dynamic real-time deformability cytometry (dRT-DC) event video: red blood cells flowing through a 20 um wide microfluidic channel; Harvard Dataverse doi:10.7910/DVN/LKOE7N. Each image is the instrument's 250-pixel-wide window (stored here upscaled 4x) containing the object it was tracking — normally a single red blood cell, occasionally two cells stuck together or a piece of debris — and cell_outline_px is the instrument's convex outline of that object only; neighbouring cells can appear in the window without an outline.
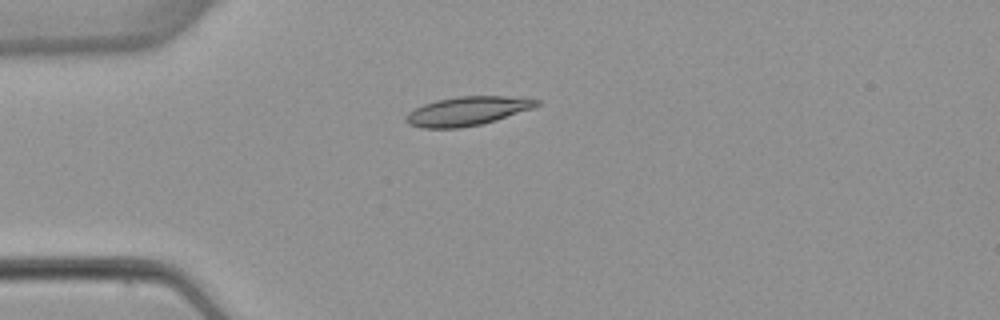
{"species": "common noctule bat (a hibernating species)", "species_latin": "Nyctalus noctula", "temperature_condition": "warm", "stored_images_in_passage": 6, "camera_frame_rate_fps": 3000, "um_per_image_px": 0.085, "animal": {"sex": "female", "body_mass_g": 22.7, "forearm_length_mm": 54.2}, "frame": {"image": 1, "passage_image": 3, "time_ms": 3.333, "image_size_px": [1000, 320], "cell_outline_px": [[540, 104], [532, 108], [496, 120], [480, 124], [460, 128], [420, 128], [408, 124], [404, 120], [404, 116], [408, 112], [424, 104], [436, 100], [460, 96], [504, 96], [540, 100]], "centroid_in_image_um": [39.66, 9.45], "position_along_channel_um": 45.3, "area_um2": 21.91}}
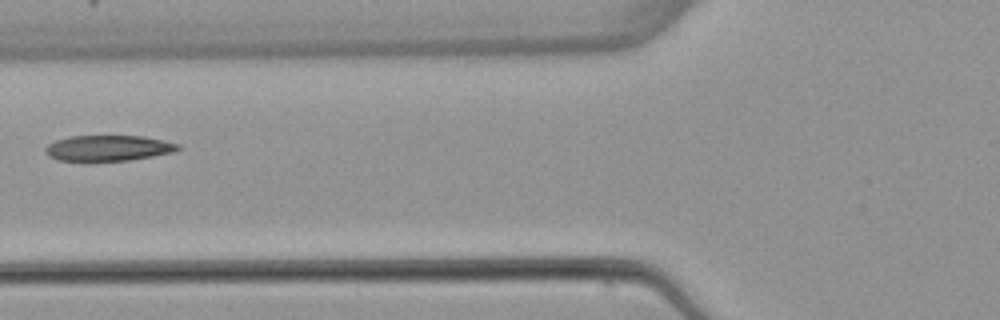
{"frame": {"image": 2, "passage_image": 5, "time_ms": 5.667, "image_size_px": [1000, 320], "cell_outline_px": [[180, 148], [172, 152], [152, 156], [128, 160], [60, 160], [48, 156], [44, 152], [44, 148], [48, 144], [56, 140], [72, 136], [144, 136], [164, 140], [180, 144]], "centroid_in_image_um": [9.2, 12.57], "position_along_channel_um": 116.6, "area_um2": 19.59}}
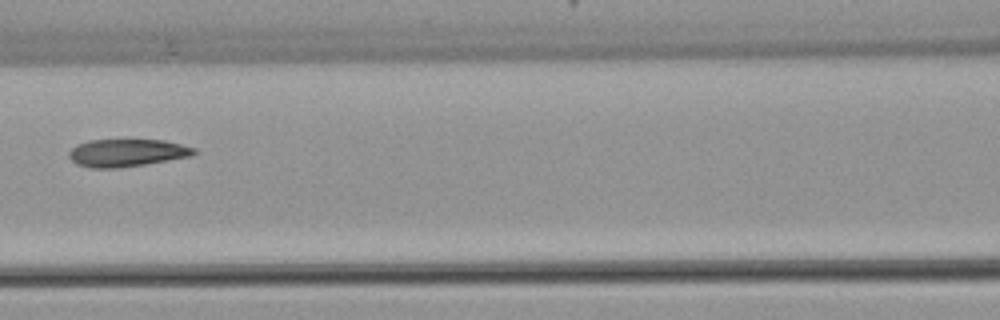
{"frame": {"image": 3, "passage_image": 6, "time_ms": 6.667, "image_size_px": [1000, 320], "cell_outline_px": [[200, 152], [192, 156], [144, 164], [116, 168], [88, 168], [76, 164], [68, 156], [68, 152], [76, 144], [88, 140], [164, 140], [196, 148]], "centroid_in_image_um": [10.78, 12.99], "position_along_channel_um": 155.8, "area_um2": 20.23}}